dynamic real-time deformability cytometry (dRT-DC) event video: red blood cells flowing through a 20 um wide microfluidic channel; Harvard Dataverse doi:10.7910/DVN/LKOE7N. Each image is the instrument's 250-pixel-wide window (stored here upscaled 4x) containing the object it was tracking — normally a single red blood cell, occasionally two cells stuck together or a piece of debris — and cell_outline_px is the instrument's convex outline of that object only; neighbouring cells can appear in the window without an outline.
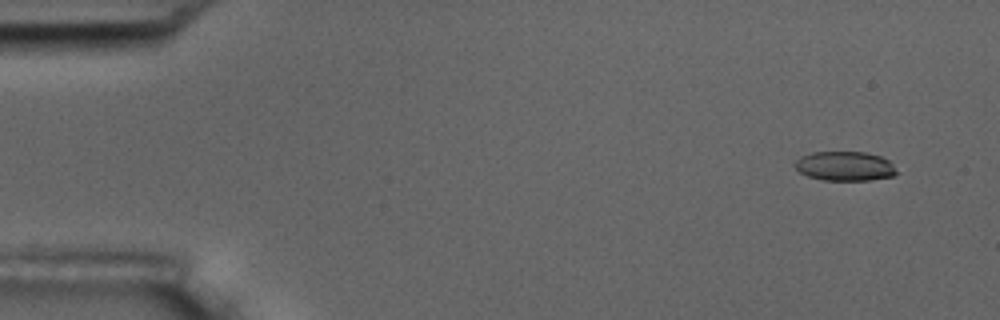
{"species": "common noctule bat (a hibernating species)", "species_latin": "Nyctalus noctula", "temperature_condition": "room temperature", "stored_images_in_passage": 9, "camera_frame_rate_fps": 3000, "um_per_image_px": 0.085, "animal": {"sex": "male", "body_mass_g": 17.5, "forearm_length_mm": 52.3}, "frame": {"image": 1, "passage_image": 2, "time_ms": 1.0, "image_size_px": [1000, 320], "cell_outline_px": [[896, 172], [892, 176], [872, 180], [820, 180], [808, 176], [800, 172], [796, 168], [796, 160], [800, 156], [812, 152], [864, 152], [880, 156], [888, 160], [892, 164]], "centroid_in_image_um": [71.79, 14.12], "position_along_channel_um": 13.2, "area_um2": 17.28}}
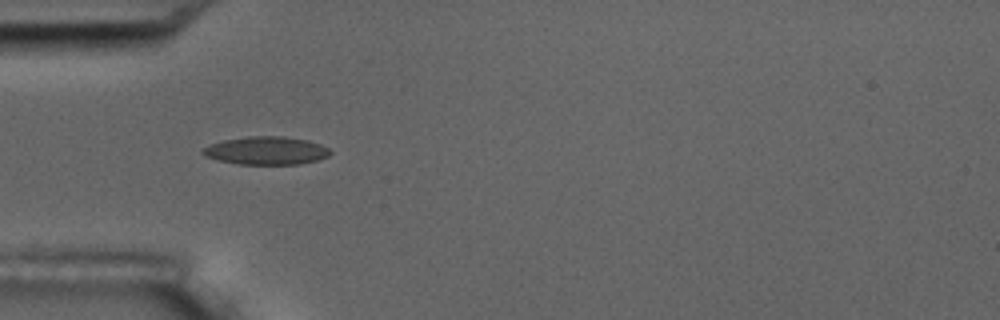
{"frame": {"image": 2, "passage_image": 6, "time_ms": 5.667, "image_size_px": [1000, 320], "cell_outline_px": [[332, 152], [328, 156], [316, 160], [300, 164], [240, 164], [220, 160], [204, 156], [200, 152], [200, 148], [224, 140], [248, 136], [284, 136], [308, 140], [320, 144], [328, 148]], "centroid_in_image_um": [22.62, 12.79], "position_along_channel_um": 62.4, "area_um2": 20.81}}
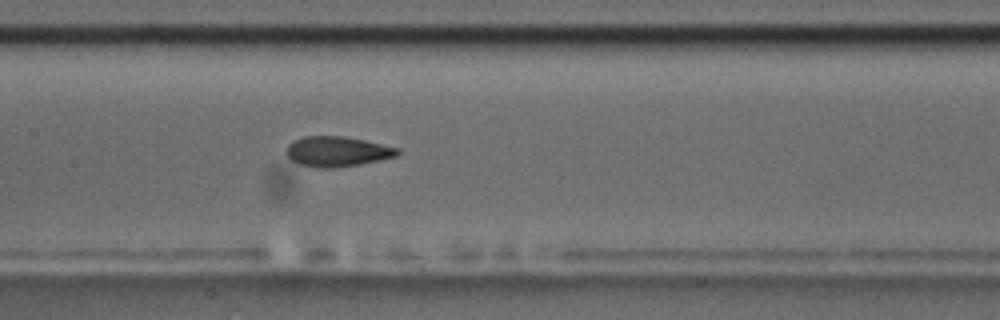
{"frame": {"image": 3, "passage_image": 9, "time_ms": 9.0, "image_size_px": [1000, 320], "cell_outline_px": [[400, 152], [396, 156], [360, 164], [332, 168], [316, 168], [300, 164], [292, 160], [288, 156], [288, 144], [292, 140], [304, 136], [344, 136], [364, 140], [400, 148]], "centroid_in_image_um": [28.66, 12.87], "position_along_channel_um": 178.7, "area_um2": 19.42}}